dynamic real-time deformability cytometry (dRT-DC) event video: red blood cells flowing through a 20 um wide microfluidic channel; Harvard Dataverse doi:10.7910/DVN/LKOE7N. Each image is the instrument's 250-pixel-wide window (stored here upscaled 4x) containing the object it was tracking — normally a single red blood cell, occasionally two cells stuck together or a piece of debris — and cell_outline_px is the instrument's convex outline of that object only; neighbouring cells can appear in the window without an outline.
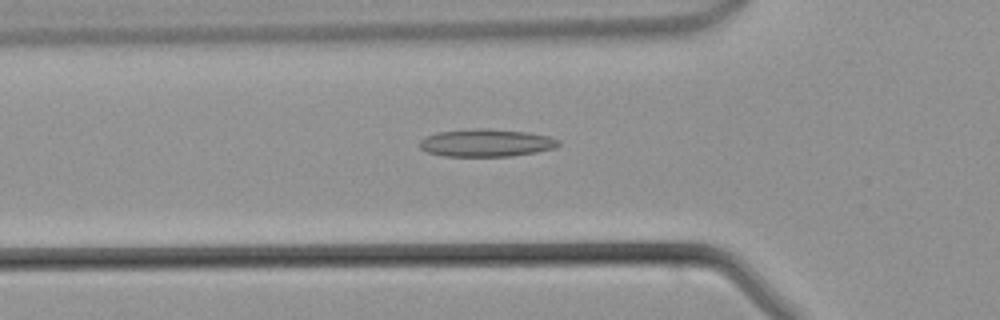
{"species": "common noctule bat (a hibernating species)", "species_latin": "Nyctalus noctula", "temperature_condition": "warm", "stored_images_in_passage": 43, "camera_frame_rate_fps": 3000, "um_per_image_px": 0.085, "animal": {"sex": "male", "body_mass_g": 21.5, "forearm_length_mm": 52.0}, "frame": {"image": 1, "passage_image": 14, "time_ms": 4.333, "image_size_px": [1000, 320], "cell_outline_px": [[560, 144], [556, 148], [536, 152], [512, 156], [444, 156], [428, 152], [420, 148], [420, 140], [436, 132], [472, 128], [484, 128], [528, 132], [548, 136], [560, 140]], "centroid_in_image_um": [41.35, 12.14], "position_along_channel_um": 84.4, "area_um2": 22.43}}
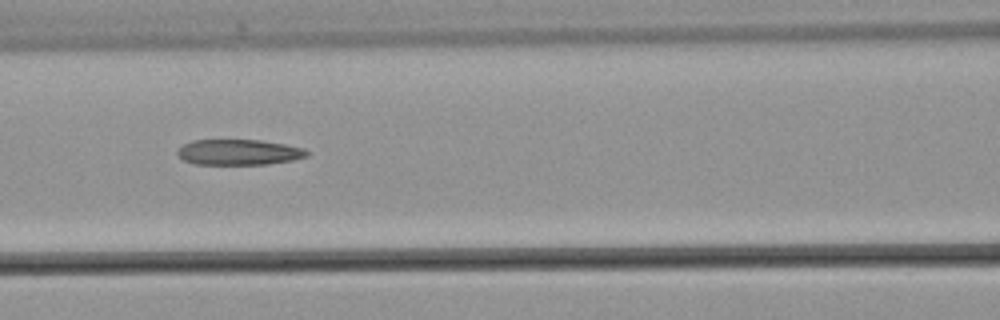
{"frame": {"image": 2, "passage_image": 18, "time_ms": 5.667, "image_size_px": [1000, 320], "cell_outline_px": [[308, 156], [292, 160], [268, 164], [196, 164], [184, 160], [176, 152], [184, 144], [192, 140], [260, 140], [284, 144], [304, 148], [308, 152]], "centroid_in_image_um": [20.31, 12.93], "position_along_channel_um": 146.3, "area_um2": 19.13}}
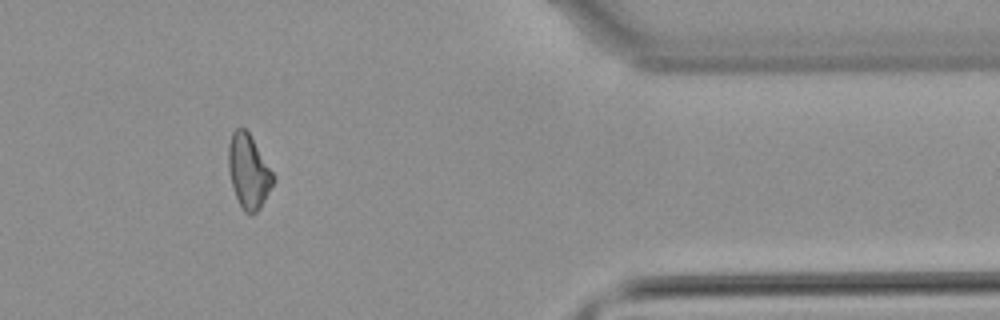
{"frame": {"image": 3, "passage_image": 36, "time_ms": 11.667, "image_size_px": [1000, 320], "cell_outline_px": [[276, 180], [260, 208], [252, 216], [248, 216], [244, 212], [236, 196], [232, 184], [228, 168], [228, 144], [232, 132], [236, 128], [244, 128], [248, 132], [276, 176]], "centroid_in_image_um": [21.14, 14.6], "position_along_channel_um": 390.3, "area_um2": 19.42}}